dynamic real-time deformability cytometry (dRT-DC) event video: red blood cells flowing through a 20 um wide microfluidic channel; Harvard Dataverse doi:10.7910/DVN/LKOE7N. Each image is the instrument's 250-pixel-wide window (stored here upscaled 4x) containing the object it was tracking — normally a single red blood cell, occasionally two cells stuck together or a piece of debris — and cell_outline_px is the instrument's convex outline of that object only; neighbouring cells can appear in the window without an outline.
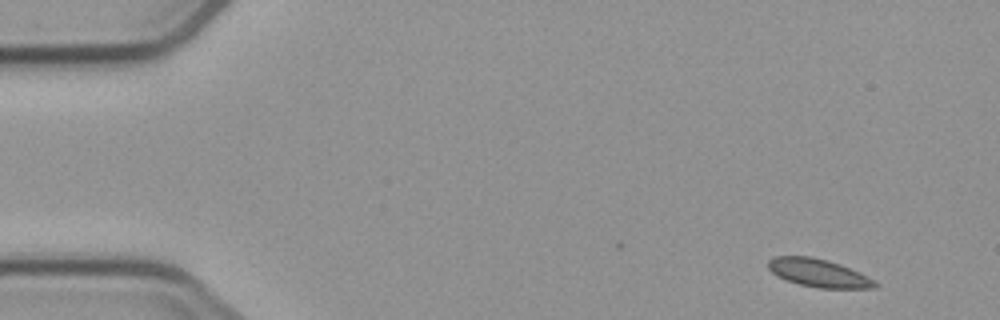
{"species": "common noctule bat (a hibernating species)", "species_latin": "Nyctalus noctula", "temperature_condition": "cold", "stored_images_in_passage": 5, "camera_frame_rate_fps": 3000, "um_per_image_px": 0.085, "animal": {"sex": "male", "body_mass_g": 23.1, "forearm_length_mm": 52.7}, "frame": {"image": 1, "passage_image": 1, "time_ms": 0.0, "image_size_px": [1000, 320], "cell_outline_px": [[880, 284], [876, 288], [816, 288], [784, 280], [772, 272], [768, 268], [768, 260], [776, 256], [812, 256], [828, 260], [840, 264], [860, 272], [876, 280]], "centroid_in_image_um": [69.61, 23.2], "position_along_channel_um": 15.4, "area_um2": 17.69}}
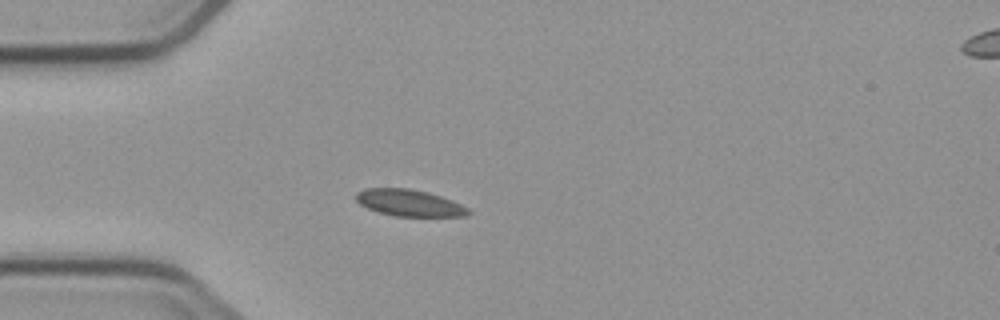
{"frame": {"image": 2, "passage_image": 4, "time_ms": 3.667, "image_size_px": [1000, 320], "cell_outline_px": [[472, 212], [468, 216], [396, 216], [380, 212], [368, 208], [360, 204], [356, 200], [356, 192], [364, 188], [408, 188], [428, 192], [452, 200], [468, 208]], "centroid_in_image_um": [34.8, 17.24], "position_along_channel_um": 50.2, "area_um2": 17.4}}